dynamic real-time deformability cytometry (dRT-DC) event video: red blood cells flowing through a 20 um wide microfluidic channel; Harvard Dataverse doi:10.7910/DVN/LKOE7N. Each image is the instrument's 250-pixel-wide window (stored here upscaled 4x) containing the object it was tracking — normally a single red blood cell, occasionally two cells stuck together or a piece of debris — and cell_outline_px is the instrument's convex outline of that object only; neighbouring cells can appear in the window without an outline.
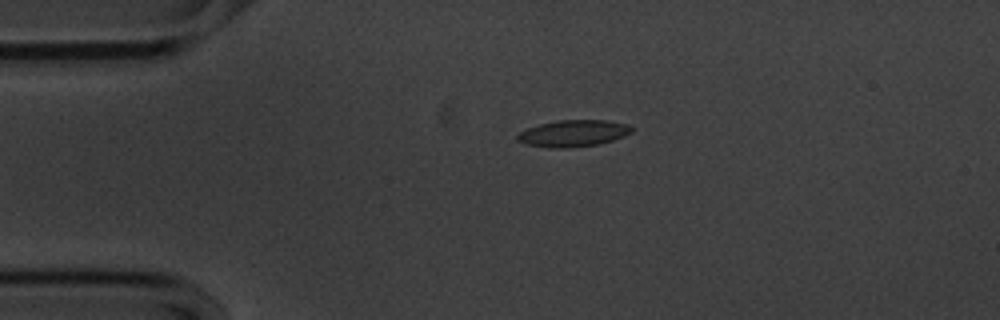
{"species": "common noctule bat (a hibernating species)", "species_latin": "Nyctalus noctula", "temperature_condition": "cold", "stored_images_in_passage": 45, "camera_frame_rate_fps": 3000, "um_per_image_px": 0.085, "animal": {"sex": "male", "body_mass_g": 20.1, "forearm_length_mm": 53.5}, "frame": {"image": 1, "passage_image": 1, "time_ms": 0.0, "image_size_px": [1000, 320], "cell_outline_px": [[632, 128], [628, 132], [620, 136], [608, 140], [592, 144], [532, 144], [520, 140], [520, 136], [524, 132], [532, 128], [544, 124], [564, 120], [600, 120], [620, 124]], "centroid_in_image_um": [48.81, 11.26], "position_along_channel_um": 36.2, "area_um2": 14.91}}
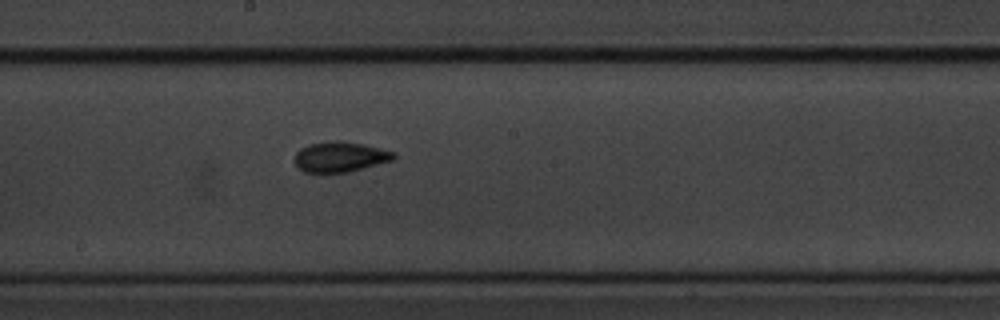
{"frame": {"image": 2, "passage_image": 19, "time_ms": 6.0, "image_size_px": [1000, 320], "cell_outline_px": [[392, 156], [388, 160], [340, 172], [308, 172], [300, 168], [296, 164], [296, 156], [304, 148], [312, 144], [356, 144], [392, 152]], "centroid_in_image_um": [28.81, 13.38], "position_along_channel_um": 219.4, "area_um2": 15.03}}
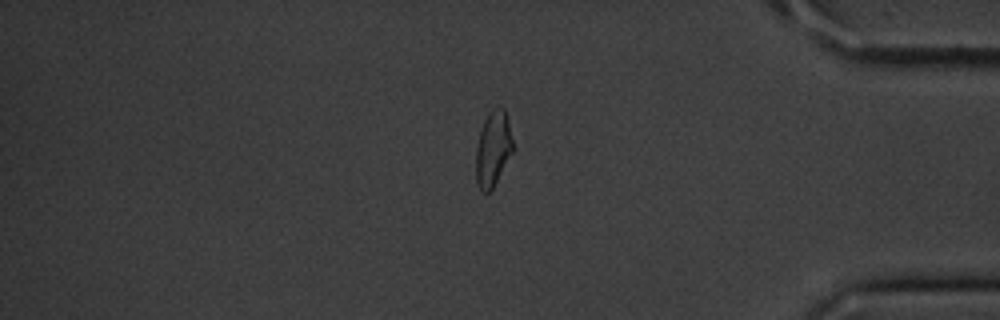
{"frame": {"image": 3, "passage_image": 36, "time_ms": 11.667, "image_size_px": [1000, 320], "cell_outline_px": [[512, 148], [492, 188], [488, 192], [484, 192], [480, 188], [476, 176], [476, 156], [480, 136], [484, 124], [488, 116], [504, 112], [512, 140]], "centroid_in_image_um": [41.87, 12.79], "position_along_channel_um": 393.3, "area_um2": 14.16}, "authors_computed_cell_mechanics": {"area_um2": 14.45, "velocity_mm_per_s": 3.5602, "shape_relaxation_time_tau1_ms": 5.5612, "shape_relaxation_time_tau2_ms": 2.1071, "deformation_change_tau1": 0.184, "deformation_change_tau2": 0.089}}